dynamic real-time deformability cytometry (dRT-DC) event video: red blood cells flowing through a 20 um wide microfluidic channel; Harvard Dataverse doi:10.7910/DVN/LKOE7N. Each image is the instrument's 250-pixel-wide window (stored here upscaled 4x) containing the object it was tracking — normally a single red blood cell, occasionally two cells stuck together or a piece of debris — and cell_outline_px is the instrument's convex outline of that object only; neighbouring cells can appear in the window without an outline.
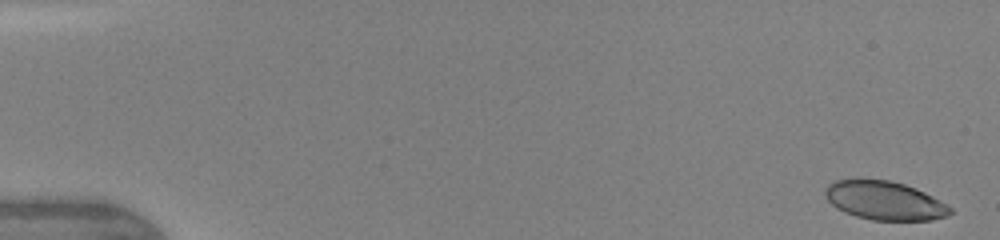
{"species": "human", "species_latin": "Homo sapiens", "temperature_condition": "warm", "stored_images_in_passage": 6, "camera_frame_rate_fps": 3000, "um_per_image_px": 0.085, "donor": {"sex": "female"}, "frame": {"image": 1, "passage_image": 1, "time_ms": 0.0, "image_size_px": [1000, 240], "cell_outline_px": [[952, 212], [948, 216], [932, 220], [872, 220], [856, 216], [844, 212], [836, 208], [824, 196], [824, 188], [832, 180], [856, 176], [860, 176], [888, 180], [904, 184], [916, 188], [932, 196], [952, 208]], "centroid_in_image_um": [75.1, 17.0], "position_along_channel_um": 9.9, "area_um2": 29.02}}
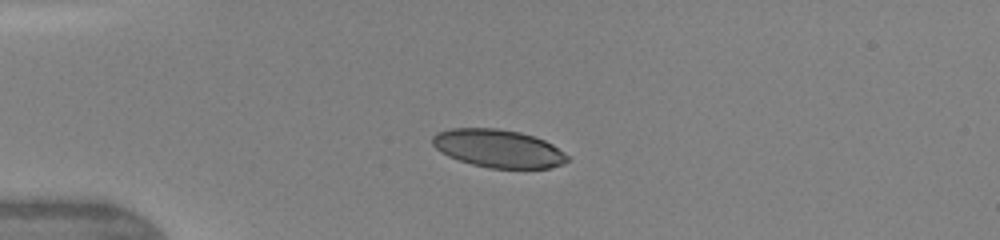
{"frame": {"image": 2, "passage_image": 6, "time_ms": 3.667, "image_size_px": [1000, 240], "cell_outline_px": [[568, 160], [564, 164], [548, 168], [488, 168], [472, 164], [448, 156], [440, 152], [432, 144], [432, 136], [436, 132], [452, 128], [496, 128], [520, 132], [544, 140], [552, 144], [564, 152], [568, 156]], "centroid_in_image_um": [42.34, 12.62], "position_along_channel_um": 42.7, "area_um2": 29.88}}